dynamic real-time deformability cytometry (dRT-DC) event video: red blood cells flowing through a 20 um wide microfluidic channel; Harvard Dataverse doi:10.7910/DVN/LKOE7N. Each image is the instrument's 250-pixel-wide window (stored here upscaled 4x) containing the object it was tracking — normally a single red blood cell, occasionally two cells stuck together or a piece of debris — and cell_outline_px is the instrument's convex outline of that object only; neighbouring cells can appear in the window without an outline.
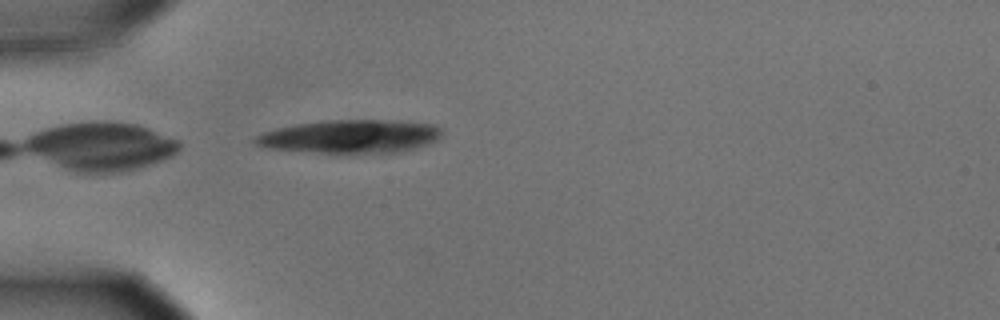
{"species": "common noctule bat (a hibernating species)", "species_latin": "Nyctalus noctula", "temperature_condition": "cold", "stored_images_in_passage": 26, "camera_frame_rate_fps": 3000, "um_per_image_px": 0.085, "animal": {"sex": "male", "body_mass_g": 15.6}, "frame": {"image": 1, "passage_image": 1, "time_ms": 0.0, "image_size_px": [1000, 320], "cell_outline_px": [[440, 136], [436, 140], [412, 148], [396, 152], [320, 152], [268, 148], [256, 144], [252, 140], [256, 136], [264, 132], [276, 128], [296, 124], [324, 120], [408, 120], [436, 124], [440, 128]], "centroid_in_image_um": [29.79, 11.56], "position_along_channel_um": 55.2, "area_um2": 35.84}}